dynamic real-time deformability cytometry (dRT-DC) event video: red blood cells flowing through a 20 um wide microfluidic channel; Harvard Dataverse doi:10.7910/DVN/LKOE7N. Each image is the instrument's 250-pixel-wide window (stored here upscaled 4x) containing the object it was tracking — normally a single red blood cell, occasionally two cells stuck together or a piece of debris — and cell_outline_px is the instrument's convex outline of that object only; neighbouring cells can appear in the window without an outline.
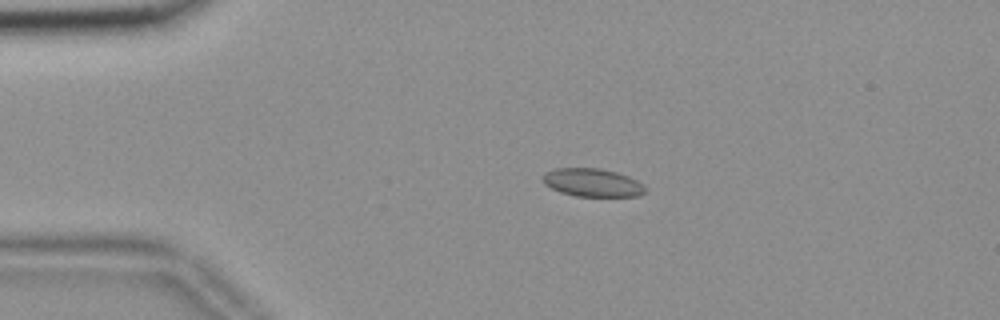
{"species": "common noctule bat (a hibernating species)", "species_latin": "Nyctalus noctula", "temperature_condition": "room temperature", "stored_images_in_passage": 44, "camera_frame_rate_fps": 3000, "um_per_image_px": 0.085, "animal": {"sex": "female", "body_mass_g": 18.4}, "frame": {"image": 1, "passage_image": 1, "time_ms": 0.0, "image_size_px": [1000, 320], "cell_outline_px": [[648, 192], [640, 196], [576, 196], [560, 192], [544, 184], [540, 176], [544, 172], [556, 168], [600, 168], [616, 172], [628, 176], [644, 184]], "centroid_in_image_um": [50.36, 15.52], "position_along_channel_um": 34.6, "area_um2": 17.05}}
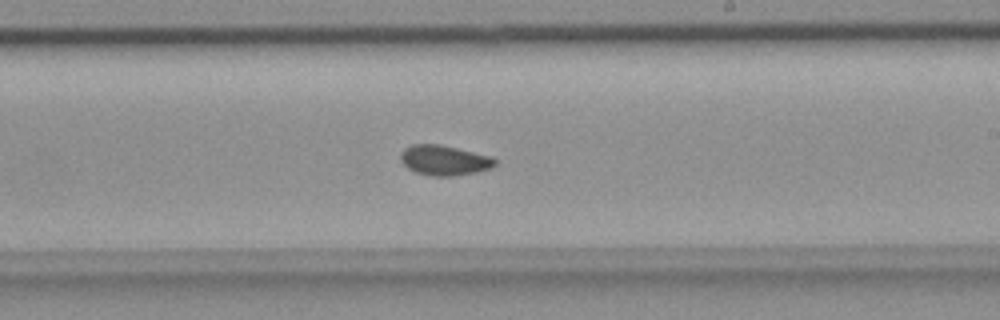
{"frame": {"image": 2, "passage_image": 22, "time_ms": 7.0, "image_size_px": [1000, 320], "cell_outline_px": [[496, 164], [492, 168], [476, 172], [452, 176], [432, 176], [416, 172], [408, 168], [400, 160], [400, 152], [404, 148], [412, 144], [440, 144], [492, 156], [496, 160]], "centroid_in_image_um": [37.76, 13.61], "position_along_channel_um": 251.2, "area_um2": 16.65}}
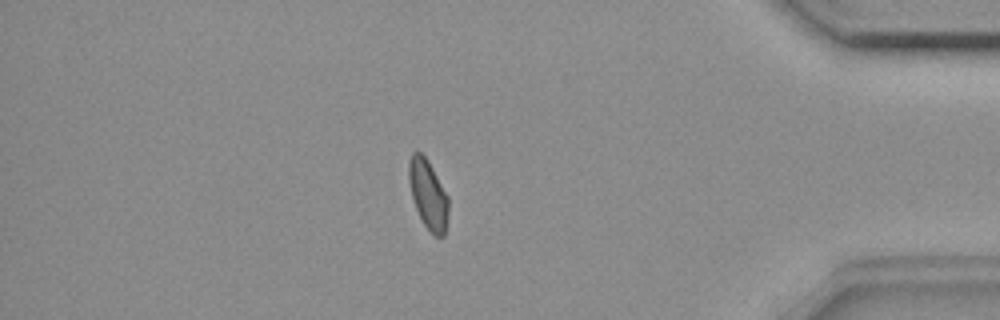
{"frame": {"image": 3, "passage_image": 37, "time_ms": 12.0, "image_size_px": [1000, 320], "cell_outline_px": [[448, 212], [444, 236], [436, 236], [424, 224], [416, 208], [412, 196], [408, 180], [408, 164], [412, 152], [420, 152], [428, 160], [448, 196]], "centroid_in_image_um": [36.38, 16.49], "position_along_channel_um": 398.8, "area_um2": 15.72}, "authors_computed_cell_mechanics": {"area_um2": 16.2996, "velocity_mm_per_s": 3.6681, "shape_relaxation_time_tau1_ms": null, "shape_relaxation_time_tau2_ms": 2.2371, "deformation_change_tau1": null, "deformation_change_tau2": 0.0391}}